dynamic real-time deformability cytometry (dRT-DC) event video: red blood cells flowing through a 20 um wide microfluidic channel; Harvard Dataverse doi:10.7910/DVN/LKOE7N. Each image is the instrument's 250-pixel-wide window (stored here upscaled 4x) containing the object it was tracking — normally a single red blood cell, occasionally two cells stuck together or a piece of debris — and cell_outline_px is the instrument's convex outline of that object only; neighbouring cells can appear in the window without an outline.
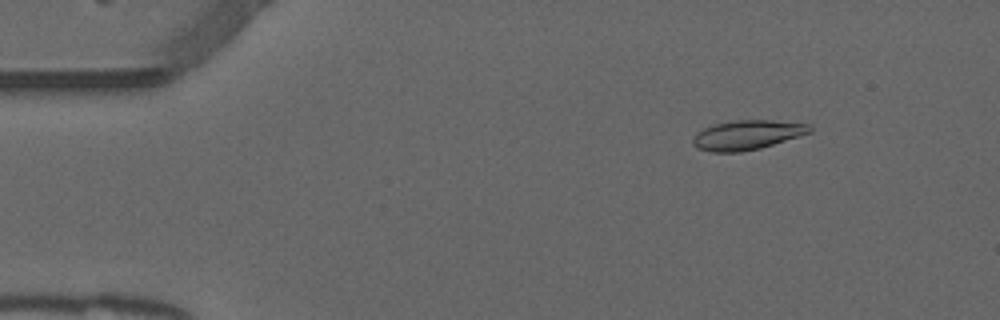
{"species": "common noctule bat (a hibernating species)", "species_latin": "Nyctalus noctula", "temperature_condition": "warm", "stored_images_in_passage": 53, "camera_frame_rate_fps": 3000, "um_per_image_px": 0.085, "animal": {"sex": "male", "forearm_length_mm": 52.5}, "frame": {"image": 1, "passage_image": 7, "time_ms": 2.0, "image_size_px": [1000, 320], "cell_outline_px": [[812, 132], [800, 136], [760, 148], [740, 152], [712, 152], [696, 148], [692, 144], [692, 140], [696, 132], [704, 128], [716, 124], [736, 120], [772, 120], [808, 124], [812, 128]], "centroid_in_image_um": [63.49, 11.48], "position_along_channel_um": 21.5, "area_um2": 20.06}}
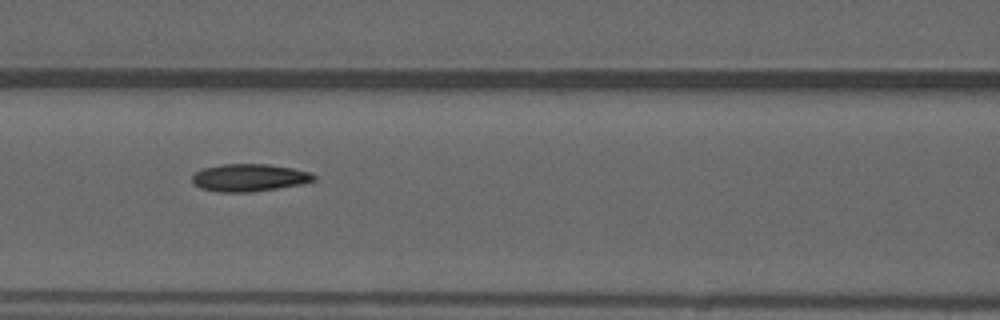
{"frame": {"image": 2, "passage_image": 23, "time_ms": 7.333, "image_size_px": [1000, 320], "cell_outline_px": [[316, 180], [300, 184], [252, 192], [216, 192], [200, 188], [192, 180], [192, 176], [200, 168], [220, 164], [268, 164], [292, 168], [308, 172], [316, 176]], "centroid_in_image_um": [21.14, 15.09], "position_along_channel_um": 145.5, "area_um2": 19.48}}
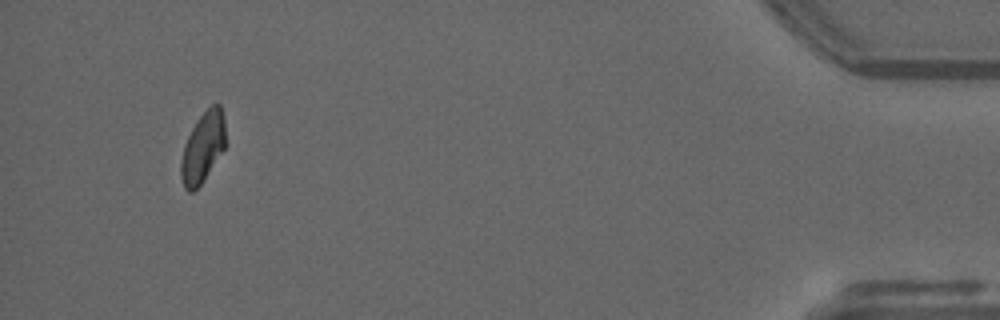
{"frame": {"image": 3, "passage_image": 50, "time_ms": 16.333, "image_size_px": [1000, 320], "cell_outline_px": [[224, 148], [200, 184], [192, 192], [188, 192], [184, 188], [180, 176], [180, 160], [184, 144], [196, 120], [212, 104], [220, 104], [224, 116]], "centroid_in_image_um": [17.2, 12.52], "position_along_channel_um": 418.0, "area_um2": 17.98}, "authors_computed_cell_mechanics": {"area_um2": 19.4208, "velocity_mm_per_s": 3.8717, "shape_relaxation_time_tau1_ms": null, "shape_relaxation_time_tau2_ms": 2.8014, "deformation_change_tau1": null, "deformation_change_tau2": 0.0856}}